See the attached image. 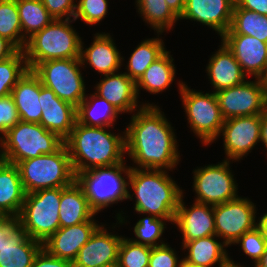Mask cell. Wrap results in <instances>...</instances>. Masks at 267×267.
I'll return each mask as SVG.
<instances>
[{
  "label": "cell",
  "instance_id": "obj_1",
  "mask_svg": "<svg viewBox=\"0 0 267 267\" xmlns=\"http://www.w3.org/2000/svg\"><path fill=\"white\" fill-rule=\"evenodd\" d=\"M173 127L158 106H140L125 128V153L140 169H173L179 162Z\"/></svg>",
  "mask_w": 267,
  "mask_h": 267
},
{
  "label": "cell",
  "instance_id": "obj_2",
  "mask_svg": "<svg viewBox=\"0 0 267 267\" xmlns=\"http://www.w3.org/2000/svg\"><path fill=\"white\" fill-rule=\"evenodd\" d=\"M75 122L71 134L64 140L75 175L92 168L124 162L125 136Z\"/></svg>",
  "mask_w": 267,
  "mask_h": 267
},
{
  "label": "cell",
  "instance_id": "obj_3",
  "mask_svg": "<svg viewBox=\"0 0 267 267\" xmlns=\"http://www.w3.org/2000/svg\"><path fill=\"white\" fill-rule=\"evenodd\" d=\"M165 171L131 167L128 185L134 190L136 212L174 223L183 192Z\"/></svg>",
  "mask_w": 267,
  "mask_h": 267
},
{
  "label": "cell",
  "instance_id": "obj_4",
  "mask_svg": "<svg viewBox=\"0 0 267 267\" xmlns=\"http://www.w3.org/2000/svg\"><path fill=\"white\" fill-rule=\"evenodd\" d=\"M72 21L54 19L27 40L23 51L29 70L44 61L80 58L82 40L69 24Z\"/></svg>",
  "mask_w": 267,
  "mask_h": 267
},
{
  "label": "cell",
  "instance_id": "obj_5",
  "mask_svg": "<svg viewBox=\"0 0 267 267\" xmlns=\"http://www.w3.org/2000/svg\"><path fill=\"white\" fill-rule=\"evenodd\" d=\"M17 167L26 194L41 189L66 187L76 180L65 143L56 152L23 160Z\"/></svg>",
  "mask_w": 267,
  "mask_h": 267
},
{
  "label": "cell",
  "instance_id": "obj_6",
  "mask_svg": "<svg viewBox=\"0 0 267 267\" xmlns=\"http://www.w3.org/2000/svg\"><path fill=\"white\" fill-rule=\"evenodd\" d=\"M131 167L124 162L110 166L92 168L76 174V181L82 187L90 207L97 214L104 207L125 199H133L128 182ZM126 173V178L122 177Z\"/></svg>",
  "mask_w": 267,
  "mask_h": 267
},
{
  "label": "cell",
  "instance_id": "obj_7",
  "mask_svg": "<svg viewBox=\"0 0 267 267\" xmlns=\"http://www.w3.org/2000/svg\"><path fill=\"white\" fill-rule=\"evenodd\" d=\"M2 139L6 162L16 165L23 160L54 153L64 144L58 134L48 131L40 123L21 120Z\"/></svg>",
  "mask_w": 267,
  "mask_h": 267
},
{
  "label": "cell",
  "instance_id": "obj_8",
  "mask_svg": "<svg viewBox=\"0 0 267 267\" xmlns=\"http://www.w3.org/2000/svg\"><path fill=\"white\" fill-rule=\"evenodd\" d=\"M61 188L41 189L26 194L19 214L20 227L42 244L59 228Z\"/></svg>",
  "mask_w": 267,
  "mask_h": 267
},
{
  "label": "cell",
  "instance_id": "obj_9",
  "mask_svg": "<svg viewBox=\"0 0 267 267\" xmlns=\"http://www.w3.org/2000/svg\"><path fill=\"white\" fill-rule=\"evenodd\" d=\"M81 65L80 58L57 59L39 63L32 71L43 86L51 89L59 99L77 108L87 96L79 68Z\"/></svg>",
  "mask_w": 267,
  "mask_h": 267
},
{
  "label": "cell",
  "instance_id": "obj_10",
  "mask_svg": "<svg viewBox=\"0 0 267 267\" xmlns=\"http://www.w3.org/2000/svg\"><path fill=\"white\" fill-rule=\"evenodd\" d=\"M178 85L191 130L203 144L214 142L224 124L215 93L197 92L183 82Z\"/></svg>",
  "mask_w": 267,
  "mask_h": 267
},
{
  "label": "cell",
  "instance_id": "obj_11",
  "mask_svg": "<svg viewBox=\"0 0 267 267\" xmlns=\"http://www.w3.org/2000/svg\"><path fill=\"white\" fill-rule=\"evenodd\" d=\"M229 160L194 170L195 202L208 205L222 204L238 197L237 186L229 169Z\"/></svg>",
  "mask_w": 267,
  "mask_h": 267
},
{
  "label": "cell",
  "instance_id": "obj_12",
  "mask_svg": "<svg viewBox=\"0 0 267 267\" xmlns=\"http://www.w3.org/2000/svg\"><path fill=\"white\" fill-rule=\"evenodd\" d=\"M224 120L262 114L267 109V98L260 78L215 93Z\"/></svg>",
  "mask_w": 267,
  "mask_h": 267
},
{
  "label": "cell",
  "instance_id": "obj_13",
  "mask_svg": "<svg viewBox=\"0 0 267 267\" xmlns=\"http://www.w3.org/2000/svg\"><path fill=\"white\" fill-rule=\"evenodd\" d=\"M255 211L254 203L241 197L214 205L216 236L223 238L227 246L234 244L245 232L257 226Z\"/></svg>",
  "mask_w": 267,
  "mask_h": 267
},
{
  "label": "cell",
  "instance_id": "obj_14",
  "mask_svg": "<svg viewBox=\"0 0 267 267\" xmlns=\"http://www.w3.org/2000/svg\"><path fill=\"white\" fill-rule=\"evenodd\" d=\"M221 135L227 160H240L261 139V114L224 120Z\"/></svg>",
  "mask_w": 267,
  "mask_h": 267
},
{
  "label": "cell",
  "instance_id": "obj_15",
  "mask_svg": "<svg viewBox=\"0 0 267 267\" xmlns=\"http://www.w3.org/2000/svg\"><path fill=\"white\" fill-rule=\"evenodd\" d=\"M122 236L107 232L99 226L82 246L72 262L73 267H110L117 265Z\"/></svg>",
  "mask_w": 267,
  "mask_h": 267
},
{
  "label": "cell",
  "instance_id": "obj_16",
  "mask_svg": "<svg viewBox=\"0 0 267 267\" xmlns=\"http://www.w3.org/2000/svg\"><path fill=\"white\" fill-rule=\"evenodd\" d=\"M39 102L42 109L40 124L65 140L71 134L77 121V108L59 99L51 89L42 85L40 79Z\"/></svg>",
  "mask_w": 267,
  "mask_h": 267
},
{
  "label": "cell",
  "instance_id": "obj_17",
  "mask_svg": "<svg viewBox=\"0 0 267 267\" xmlns=\"http://www.w3.org/2000/svg\"><path fill=\"white\" fill-rule=\"evenodd\" d=\"M221 38L246 75L260 78L264 74L267 69L266 42L241 34H223Z\"/></svg>",
  "mask_w": 267,
  "mask_h": 267
},
{
  "label": "cell",
  "instance_id": "obj_18",
  "mask_svg": "<svg viewBox=\"0 0 267 267\" xmlns=\"http://www.w3.org/2000/svg\"><path fill=\"white\" fill-rule=\"evenodd\" d=\"M235 0H185L179 19H190L209 26L222 36L230 27Z\"/></svg>",
  "mask_w": 267,
  "mask_h": 267
},
{
  "label": "cell",
  "instance_id": "obj_19",
  "mask_svg": "<svg viewBox=\"0 0 267 267\" xmlns=\"http://www.w3.org/2000/svg\"><path fill=\"white\" fill-rule=\"evenodd\" d=\"M174 224L178 226L183 235V244L216 235L213 205L195 202L188 209L184 205L183 195L179 201Z\"/></svg>",
  "mask_w": 267,
  "mask_h": 267
},
{
  "label": "cell",
  "instance_id": "obj_20",
  "mask_svg": "<svg viewBox=\"0 0 267 267\" xmlns=\"http://www.w3.org/2000/svg\"><path fill=\"white\" fill-rule=\"evenodd\" d=\"M99 226L93 218L70 227H60L43 243V248L57 258L73 262Z\"/></svg>",
  "mask_w": 267,
  "mask_h": 267
},
{
  "label": "cell",
  "instance_id": "obj_21",
  "mask_svg": "<svg viewBox=\"0 0 267 267\" xmlns=\"http://www.w3.org/2000/svg\"><path fill=\"white\" fill-rule=\"evenodd\" d=\"M99 97L106 99L120 113L135 112L137 109L136 82L125 73H113L105 77L96 85Z\"/></svg>",
  "mask_w": 267,
  "mask_h": 267
},
{
  "label": "cell",
  "instance_id": "obj_22",
  "mask_svg": "<svg viewBox=\"0 0 267 267\" xmlns=\"http://www.w3.org/2000/svg\"><path fill=\"white\" fill-rule=\"evenodd\" d=\"M222 45L209 59L206 67L214 93L241 84L246 79L241 65L233 56L232 52L221 42Z\"/></svg>",
  "mask_w": 267,
  "mask_h": 267
},
{
  "label": "cell",
  "instance_id": "obj_23",
  "mask_svg": "<svg viewBox=\"0 0 267 267\" xmlns=\"http://www.w3.org/2000/svg\"><path fill=\"white\" fill-rule=\"evenodd\" d=\"M80 59L83 65L88 62L93 69L105 76L117 72L124 58L121 57L110 34L96 33L89 48L84 50L81 43Z\"/></svg>",
  "mask_w": 267,
  "mask_h": 267
},
{
  "label": "cell",
  "instance_id": "obj_24",
  "mask_svg": "<svg viewBox=\"0 0 267 267\" xmlns=\"http://www.w3.org/2000/svg\"><path fill=\"white\" fill-rule=\"evenodd\" d=\"M21 121L40 123L42 116L39 102V77L27 70L11 92Z\"/></svg>",
  "mask_w": 267,
  "mask_h": 267
},
{
  "label": "cell",
  "instance_id": "obj_25",
  "mask_svg": "<svg viewBox=\"0 0 267 267\" xmlns=\"http://www.w3.org/2000/svg\"><path fill=\"white\" fill-rule=\"evenodd\" d=\"M43 247L39 241L28 237L19 227L0 249V267H31L35 256Z\"/></svg>",
  "mask_w": 267,
  "mask_h": 267
},
{
  "label": "cell",
  "instance_id": "obj_26",
  "mask_svg": "<svg viewBox=\"0 0 267 267\" xmlns=\"http://www.w3.org/2000/svg\"><path fill=\"white\" fill-rule=\"evenodd\" d=\"M96 215L90 207L82 187L75 180L71 185L61 187L59 208L60 227H70L87 222Z\"/></svg>",
  "mask_w": 267,
  "mask_h": 267
},
{
  "label": "cell",
  "instance_id": "obj_27",
  "mask_svg": "<svg viewBox=\"0 0 267 267\" xmlns=\"http://www.w3.org/2000/svg\"><path fill=\"white\" fill-rule=\"evenodd\" d=\"M25 197L17 165L5 162L0 167V214L18 217Z\"/></svg>",
  "mask_w": 267,
  "mask_h": 267
},
{
  "label": "cell",
  "instance_id": "obj_28",
  "mask_svg": "<svg viewBox=\"0 0 267 267\" xmlns=\"http://www.w3.org/2000/svg\"><path fill=\"white\" fill-rule=\"evenodd\" d=\"M216 235L199 238L183 244V249L188 250V255L182 259L183 262L196 267H211L218 263L219 267H224L230 262V258L223 242L215 240Z\"/></svg>",
  "mask_w": 267,
  "mask_h": 267
},
{
  "label": "cell",
  "instance_id": "obj_29",
  "mask_svg": "<svg viewBox=\"0 0 267 267\" xmlns=\"http://www.w3.org/2000/svg\"><path fill=\"white\" fill-rule=\"evenodd\" d=\"M175 71L173 58L166 50L145 70L136 82L137 95L139 96V88H143L150 94H158L167 89L173 82Z\"/></svg>",
  "mask_w": 267,
  "mask_h": 267
},
{
  "label": "cell",
  "instance_id": "obj_30",
  "mask_svg": "<svg viewBox=\"0 0 267 267\" xmlns=\"http://www.w3.org/2000/svg\"><path fill=\"white\" fill-rule=\"evenodd\" d=\"M85 97L77 107V122L87 126L111 127L120 112L106 99L92 94Z\"/></svg>",
  "mask_w": 267,
  "mask_h": 267
},
{
  "label": "cell",
  "instance_id": "obj_31",
  "mask_svg": "<svg viewBox=\"0 0 267 267\" xmlns=\"http://www.w3.org/2000/svg\"><path fill=\"white\" fill-rule=\"evenodd\" d=\"M16 5L25 48L27 40L49 25L54 18L49 14L41 0H16Z\"/></svg>",
  "mask_w": 267,
  "mask_h": 267
},
{
  "label": "cell",
  "instance_id": "obj_32",
  "mask_svg": "<svg viewBox=\"0 0 267 267\" xmlns=\"http://www.w3.org/2000/svg\"><path fill=\"white\" fill-rule=\"evenodd\" d=\"M224 34L252 36L267 43V15L242 9L235 3L230 27Z\"/></svg>",
  "mask_w": 267,
  "mask_h": 267
},
{
  "label": "cell",
  "instance_id": "obj_33",
  "mask_svg": "<svg viewBox=\"0 0 267 267\" xmlns=\"http://www.w3.org/2000/svg\"><path fill=\"white\" fill-rule=\"evenodd\" d=\"M163 45L159 38L142 41L131 54L125 74L137 82L145 70L166 51Z\"/></svg>",
  "mask_w": 267,
  "mask_h": 267
},
{
  "label": "cell",
  "instance_id": "obj_34",
  "mask_svg": "<svg viewBox=\"0 0 267 267\" xmlns=\"http://www.w3.org/2000/svg\"><path fill=\"white\" fill-rule=\"evenodd\" d=\"M138 13L145 22L162 34L170 30L179 17L169 8L165 0H136Z\"/></svg>",
  "mask_w": 267,
  "mask_h": 267
},
{
  "label": "cell",
  "instance_id": "obj_35",
  "mask_svg": "<svg viewBox=\"0 0 267 267\" xmlns=\"http://www.w3.org/2000/svg\"><path fill=\"white\" fill-rule=\"evenodd\" d=\"M0 36L10 41L18 50H24V36L16 0H0Z\"/></svg>",
  "mask_w": 267,
  "mask_h": 267
},
{
  "label": "cell",
  "instance_id": "obj_36",
  "mask_svg": "<svg viewBox=\"0 0 267 267\" xmlns=\"http://www.w3.org/2000/svg\"><path fill=\"white\" fill-rule=\"evenodd\" d=\"M28 70L23 50H18L12 57L0 61V97L11 95L17 81Z\"/></svg>",
  "mask_w": 267,
  "mask_h": 267
},
{
  "label": "cell",
  "instance_id": "obj_37",
  "mask_svg": "<svg viewBox=\"0 0 267 267\" xmlns=\"http://www.w3.org/2000/svg\"><path fill=\"white\" fill-rule=\"evenodd\" d=\"M151 255V247L137 244L128 238H122L119 255L118 267H148Z\"/></svg>",
  "mask_w": 267,
  "mask_h": 267
},
{
  "label": "cell",
  "instance_id": "obj_38",
  "mask_svg": "<svg viewBox=\"0 0 267 267\" xmlns=\"http://www.w3.org/2000/svg\"><path fill=\"white\" fill-rule=\"evenodd\" d=\"M163 220L167 222L166 219L157 218L153 215H150V217L147 216L143 219L141 218L134 226V233L137 239L130 240L134 243L150 247L165 244L164 242H161L160 244L157 243V240L160 239L165 228Z\"/></svg>",
  "mask_w": 267,
  "mask_h": 267
},
{
  "label": "cell",
  "instance_id": "obj_39",
  "mask_svg": "<svg viewBox=\"0 0 267 267\" xmlns=\"http://www.w3.org/2000/svg\"><path fill=\"white\" fill-rule=\"evenodd\" d=\"M107 10V0H79L74 20L81 18L84 23L95 25L106 17Z\"/></svg>",
  "mask_w": 267,
  "mask_h": 267
},
{
  "label": "cell",
  "instance_id": "obj_40",
  "mask_svg": "<svg viewBox=\"0 0 267 267\" xmlns=\"http://www.w3.org/2000/svg\"><path fill=\"white\" fill-rule=\"evenodd\" d=\"M235 243L241 244L244 253L250 256L255 264L261 259L267 246V240L263 237L257 226L245 232Z\"/></svg>",
  "mask_w": 267,
  "mask_h": 267
},
{
  "label": "cell",
  "instance_id": "obj_41",
  "mask_svg": "<svg viewBox=\"0 0 267 267\" xmlns=\"http://www.w3.org/2000/svg\"><path fill=\"white\" fill-rule=\"evenodd\" d=\"M178 257L175 251L169 245L163 244L151 247V255L148 267H180L181 261H177Z\"/></svg>",
  "mask_w": 267,
  "mask_h": 267
},
{
  "label": "cell",
  "instance_id": "obj_42",
  "mask_svg": "<svg viewBox=\"0 0 267 267\" xmlns=\"http://www.w3.org/2000/svg\"><path fill=\"white\" fill-rule=\"evenodd\" d=\"M20 121L14 99L11 95L0 97V134L3 136Z\"/></svg>",
  "mask_w": 267,
  "mask_h": 267
},
{
  "label": "cell",
  "instance_id": "obj_43",
  "mask_svg": "<svg viewBox=\"0 0 267 267\" xmlns=\"http://www.w3.org/2000/svg\"><path fill=\"white\" fill-rule=\"evenodd\" d=\"M54 19H70L75 16L77 4L74 0H41Z\"/></svg>",
  "mask_w": 267,
  "mask_h": 267
},
{
  "label": "cell",
  "instance_id": "obj_44",
  "mask_svg": "<svg viewBox=\"0 0 267 267\" xmlns=\"http://www.w3.org/2000/svg\"><path fill=\"white\" fill-rule=\"evenodd\" d=\"M31 267H73L72 262L51 255L43 247L34 258Z\"/></svg>",
  "mask_w": 267,
  "mask_h": 267
},
{
  "label": "cell",
  "instance_id": "obj_45",
  "mask_svg": "<svg viewBox=\"0 0 267 267\" xmlns=\"http://www.w3.org/2000/svg\"><path fill=\"white\" fill-rule=\"evenodd\" d=\"M19 227V217L3 216L0 219V249L4 245L5 239H8Z\"/></svg>",
  "mask_w": 267,
  "mask_h": 267
},
{
  "label": "cell",
  "instance_id": "obj_46",
  "mask_svg": "<svg viewBox=\"0 0 267 267\" xmlns=\"http://www.w3.org/2000/svg\"><path fill=\"white\" fill-rule=\"evenodd\" d=\"M235 3L242 9L267 15V0H235Z\"/></svg>",
  "mask_w": 267,
  "mask_h": 267
},
{
  "label": "cell",
  "instance_id": "obj_47",
  "mask_svg": "<svg viewBox=\"0 0 267 267\" xmlns=\"http://www.w3.org/2000/svg\"><path fill=\"white\" fill-rule=\"evenodd\" d=\"M18 49L6 38L0 36V61H4L12 57Z\"/></svg>",
  "mask_w": 267,
  "mask_h": 267
},
{
  "label": "cell",
  "instance_id": "obj_48",
  "mask_svg": "<svg viewBox=\"0 0 267 267\" xmlns=\"http://www.w3.org/2000/svg\"><path fill=\"white\" fill-rule=\"evenodd\" d=\"M169 8L180 17L183 13L185 0H165Z\"/></svg>",
  "mask_w": 267,
  "mask_h": 267
},
{
  "label": "cell",
  "instance_id": "obj_49",
  "mask_svg": "<svg viewBox=\"0 0 267 267\" xmlns=\"http://www.w3.org/2000/svg\"><path fill=\"white\" fill-rule=\"evenodd\" d=\"M263 145L267 148V109L261 114V139Z\"/></svg>",
  "mask_w": 267,
  "mask_h": 267
},
{
  "label": "cell",
  "instance_id": "obj_50",
  "mask_svg": "<svg viewBox=\"0 0 267 267\" xmlns=\"http://www.w3.org/2000/svg\"><path fill=\"white\" fill-rule=\"evenodd\" d=\"M257 227L260 229L263 237L267 240V213L263 214L260 218L259 223H257Z\"/></svg>",
  "mask_w": 267,
  "mask_h": 267
},
{
  "label": "cell",
  "instance_id": "obj_51",
  "mask_svg": "<svg viewBox=\"0 0 267 267\" xmlns=\"http://www.w3.org/2000/svg\"><path fill=\"white\" fill-rule=\"evenodd\" d=\"M255 267H267V246L261 259L255 264Z\"/></svg>",
  "mask_w": 267,
  "mask_h": 267
},
{
  "label": "cell",
  "instance_id": "obj_52",
  "mask_svg": "<svg viewBox=\"0 0 267 267\" xmlns=\"http://www.w3.org/2000/svg\"><path fill=\"white\" fill-rule=\"evenodd\" d=\"M260 80L267 98V69L265 70L264 74L260 77Z\"/></svg>",
  "mask_w": 267,
  "mask_h": 267
},
{
  "label": "cell",
  "instance_id": "obj_53",
  "mask_svg": "<svg viewBox=\"0 0 267 267\" xmlns=\"http://www.w3.org/2000/svg\"><path fill=\"white\" fill-rule=\"evenodd\" d=\"M0 146H1V152H0V167L6 162L5 153L3 151V139L0 137Z\"/></svg>",
  "mask_w": 267,
  "mask_h": 267
},
{
  "label": "cell",
  "instance_id": "obj_54",
  "mask_svg": "<svg viewBox=\"0 0 267 267\" xmlns=\"http://www.w3.org/2000/svg\"><path fill=\"white\" fill-rule=\"evenodd\" d=\"M224 267H243V266H239V264L237 265L236 263H234L233 260L230 259V262L228 264H226Z\"/></svg>",
  "mask_w": 267,
  "mask_h": 267
},
{
  "label": "cell",
  "instance_id": "obj_55",
  "mask_svg": "<svg viewBox=\"0 0 267 267\" xmlns=\"http://www.w3.org/2000/svg\"><path fill=\"white\" fill-rule=\"evenodd\" d=\"M180 267H196V266L189 265V264L182 261Z\"/></svg>",
  "mask_w": 267,
  "mask_h": 267
}]
</instances>
